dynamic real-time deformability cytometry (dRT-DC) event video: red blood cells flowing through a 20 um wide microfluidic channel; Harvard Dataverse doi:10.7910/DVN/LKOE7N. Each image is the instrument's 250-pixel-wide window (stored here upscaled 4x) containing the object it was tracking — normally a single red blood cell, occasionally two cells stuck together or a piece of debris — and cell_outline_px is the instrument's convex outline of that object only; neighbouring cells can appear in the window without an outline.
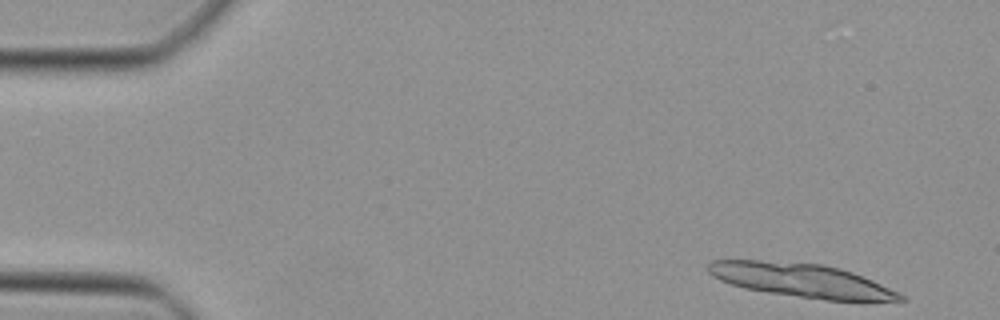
{"species": "Egyptian fruit bat (a non-hibernating species)", "species_latin": "Rousettus aegyptiacus", "temperature_condition": "cold", "stored_images_in_passage": 21, "camera_frame_rate_fps": 3000, "um_per_image_px": 0.085, "animal": {"sex": "female"}, "frame": {"image": 1, "passage_image": 1, "time_ms": 0.0, "image_size_px": [1000, 320], "cell_outline_px": [[908, 300], [824, 300], [768, 292], [744, 288], [720, 280], [712, 276], [708, 272], [708, 264], [712, 260], [760, 260], [820, 264], [840, 268], [852, 272], [872, 280], [904, 296]], "centroid_in_image_um": [68.06, 23.81], "position_along_channel_um": 16.9, "area_um2": 37.11}}
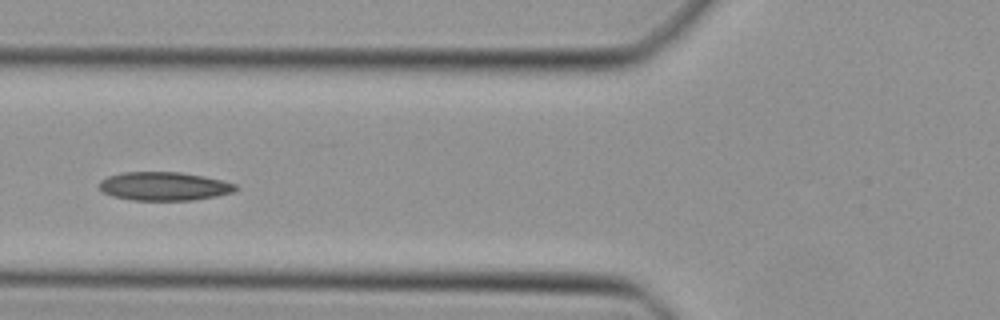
{"frame": {"image": 2, "passage_image": 16, "time_ms": 5.0, "image_size_px": [1000, 320], "cell_outline_px": [[240, 188], [236, 192], [216, 196], [192, 200], [132, 200], [112, 196], [104, 192], [100, 188], [100, 180], [108, 176], [124, 172], [180, 172], [204, 176], [236, 184]], "centroid_in_image_um": [13.99, 15.83], "position_along_channel_um": 111.8, "area_um2": 22.72}}
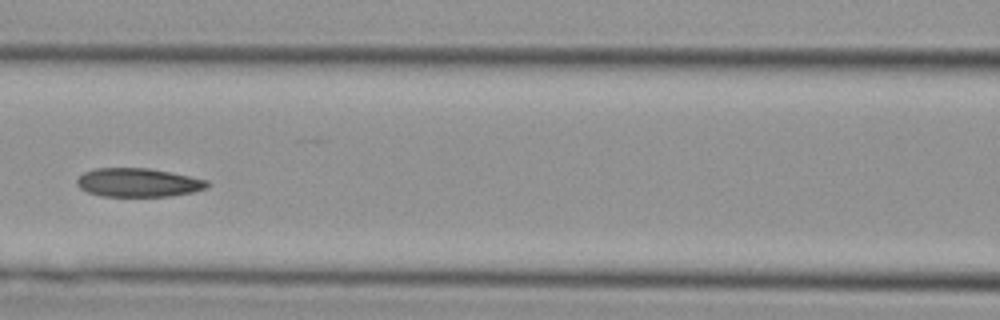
{"frame": {"image": 3, "passage_image": 19, "time_ms": 6.0, "image_size_px": [1000, 320], "cell_outline_px": [[208, 188], [192, 192], [168, 196], [100, 196], [88, 192], [80, 188], [76, 184], [76, 180], [84, 172], [96, 168], [148, 168], [208, 180]], "centroid_in_image_um": [11.72, 15.52], "position_along_channel_um": 154.9, "area_um2": 21.62}}